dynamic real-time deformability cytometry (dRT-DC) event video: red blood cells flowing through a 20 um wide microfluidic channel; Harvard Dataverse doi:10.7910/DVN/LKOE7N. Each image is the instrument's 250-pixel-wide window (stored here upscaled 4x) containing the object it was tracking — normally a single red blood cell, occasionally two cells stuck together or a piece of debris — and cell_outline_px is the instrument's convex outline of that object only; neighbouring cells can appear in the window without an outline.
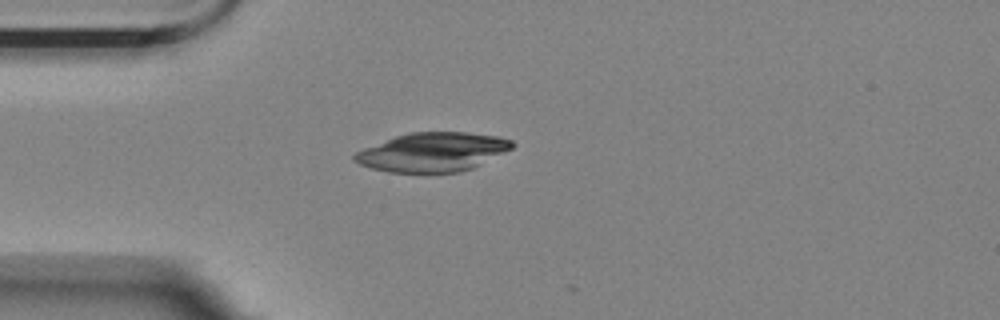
{"species": "Egyptian fruit bat (a non-hibernating species)", "species_latin": "Rousettus aegyptiacus", "temperature_condition": "room temperature", "stored_images_in_passage": 4, "camera_frame_rate_fps": 3000, "um_per_image_px": 0.085, "animal": {"sex": "female"}, "frame": {"image": 1, "passage_image": 4, "time_ms": 1.0, "image_size_px": [1000, 320], "cell_outline_px": [[516, 144], [512, 148], [472, 168], [460, 172], [388, 172], [372, 168], [360, 164], [352, 160], [352, 156], [356, 152], [364, 148], [396, 136], [408, 132], [468, 132], [500, 136], [512, 140]], "centroid_in_image_um": [36.78, 12.91], "position_along_channel_um": 48.2, "area_um2": 35.66}}